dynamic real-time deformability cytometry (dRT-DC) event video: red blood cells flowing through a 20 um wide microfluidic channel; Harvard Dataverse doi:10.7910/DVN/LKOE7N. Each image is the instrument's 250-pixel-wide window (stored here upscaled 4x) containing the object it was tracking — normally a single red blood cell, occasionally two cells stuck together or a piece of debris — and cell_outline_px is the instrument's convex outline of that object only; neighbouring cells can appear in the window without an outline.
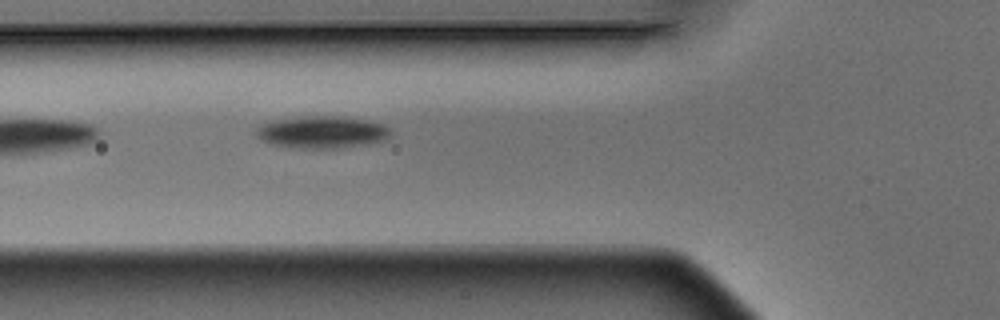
{"species": "Egyptian fruit bat (a non-hibernating species)", "species_latin": "Rousettus aegyptiacus", "temperature_condition": "warm", "stored_images_in_passage": 7, "segment_of_instrument_passage": [1, 2], "camera_frame_rate_fps": 3000, "um_per_image_px": 0.085, "animal": {"sex": "male"}, "frame": {"image": 1, "passage_image": 6, "time_ms": 1.667, "image_size_px": [1000, 320], "cell_outline_px": [[392, 132], [384, 140], [368, 144], [340, 148], [292, 148], [272, 144], [256, 136], [256, 128], [272, 120], [304, 116], [336, 116], [364, 120], [384, 124]], "centroid_in_image_um": [27.37, 11.24], "position_along_channel_um": 98.4, "area_um2": 25.09}}